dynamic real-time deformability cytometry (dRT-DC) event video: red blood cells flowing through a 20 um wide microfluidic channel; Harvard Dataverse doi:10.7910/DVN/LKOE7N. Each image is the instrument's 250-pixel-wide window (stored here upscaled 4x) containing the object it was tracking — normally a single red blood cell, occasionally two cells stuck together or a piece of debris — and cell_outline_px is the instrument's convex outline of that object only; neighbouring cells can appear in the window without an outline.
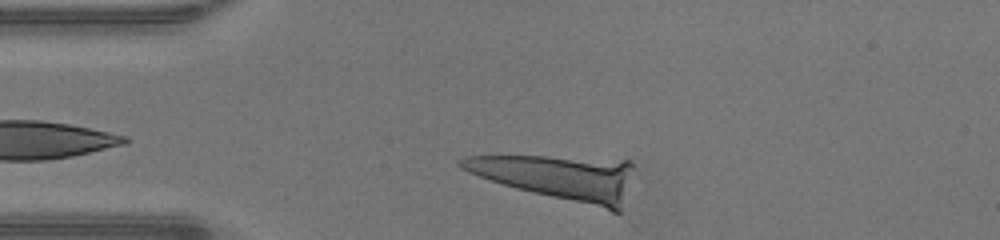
{"species": "human", "species_latin": "Homo sapiens", "temperature_condition": "warm", "stored_images_in_passage": 15, "camera_frame_rate_fps": 3000, "um_per_image_px": 0.085, "donor": {"sex": "male"}, "frame": {"image": 1, "passage_image": 2, "time_ms": 0.333, "image_size_px": [1000, 240], "cell_outline_px": [[636, 168], [620, 212], [612, 212], [516, 188], [468, 172], [460, 168], [456, 164], [456, 160], [464, 156], [548, 156], [632, 160]], "centroid_in_image_um": [47.58, 15.06], "position_along_channel_um": 37.4, "area_um2": 45.55}}
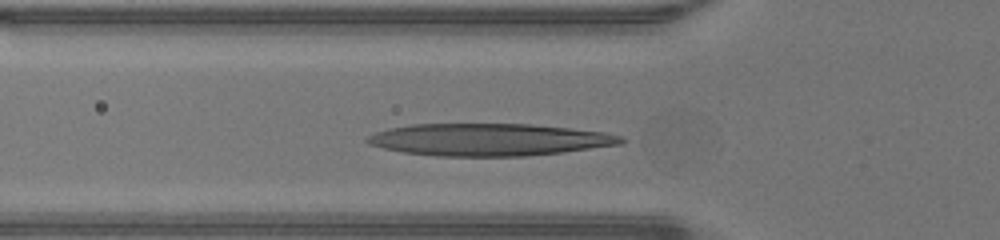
{"frame": {"image": 2, "passage_image": 8, "time_ms": 2.333, "image_size_px": [1000, 240], "cell_outline_px": [[628, 140], [624, 144], [564, 152], [524, 156], [436, 156], [404, 152], [384, 148], [368, 144], [364, 140], [368, 136], [376, 132], [388, 128], [412, 124], [532, 124], [604, 132], [620, 136]], "centroid_in_image_um": [41.6, 11.87], "position_along_channel_um": 84.2, "area_um2": 47.8}}
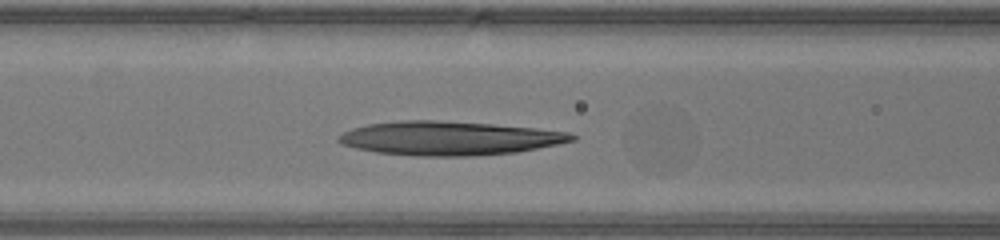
{"frame": {"image": 3, "passage_image": 11, "time_ms": 3.333, "image_size_px": [1000, 240], "cell_outline_px": [[576, 140], [516, 152], [472, 156], [416, 156], [376, 152], [356, 148], [340, 144], [336, 140], [344, 132], [352, 128], [368, 124], [404, 120], [432, 120], [492, 124], [536, 128], [568, 132], [576, 136]], "centroid_in_image_um": [38.16, 11.75], "position_along_channel_um": 128.4, "area_um2": 45.84}}